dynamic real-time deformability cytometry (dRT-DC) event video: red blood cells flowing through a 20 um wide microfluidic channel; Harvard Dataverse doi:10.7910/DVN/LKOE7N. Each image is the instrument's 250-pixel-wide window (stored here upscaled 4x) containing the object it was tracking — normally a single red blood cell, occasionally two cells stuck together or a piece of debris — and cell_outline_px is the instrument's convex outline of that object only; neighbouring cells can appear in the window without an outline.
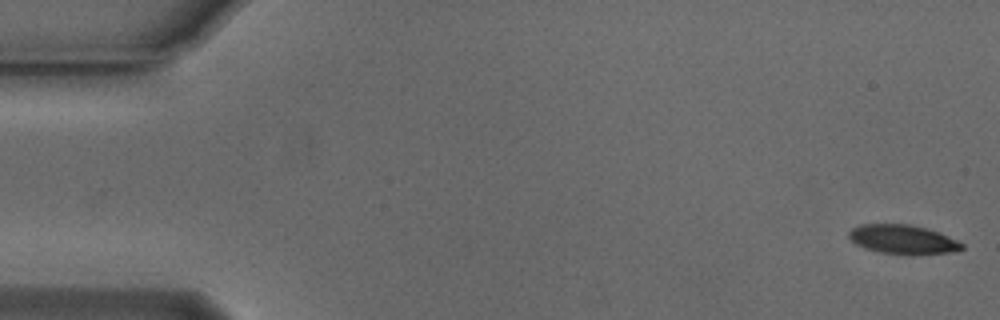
{"species": "Egyptian fruit bat (a non-hibernating species)", "species_latin": "Rousettus aegyptiacus", "temperature_condition": "cold", "stored_images_in_passage": 54, "camera_frame_rate_fps": 3000, "um_per_image_px": 0.085, "animal": {"sex": "male"}, "frame": {"image": 1, "passage_image": 1, "time_ms": 0.0, "image_size_px": [1000, 320], "cell_outline_px": [[964, 248], [952, 252], [912, 256], [908, 256], [880, 252], [864, 248], [856, 244], [848, 236], [848, 232], [852, 228], [860, 224], [908, 224], [928, 228], [948, 236], [964, 244]], "centroid_in_image_um": [76.75, 20.37], "position_along_channel_um": 8.2, "area_um2": 19.54}}
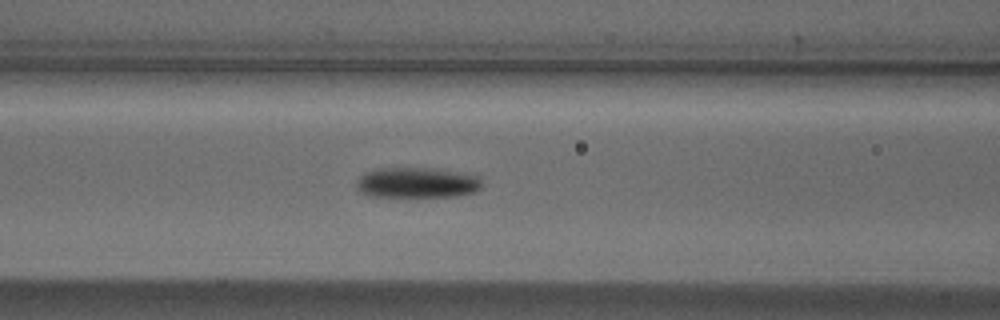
{"frame": {"image": 2, "passage_image": 22, "time_ms": 7.0, "image_size_px": [1000, 320], "cell_outline_px": [[484, 184], [476, 192], [456, 196], [368, 196], [360, 192], [356, 188], [356, 180], [360, 176], [376, 168], [436, 168], [480, 176]], "centroid_in_image_um": [35.47, 15.52], "position_along_channel_um": 131.1, "area_um2": 22.48}}
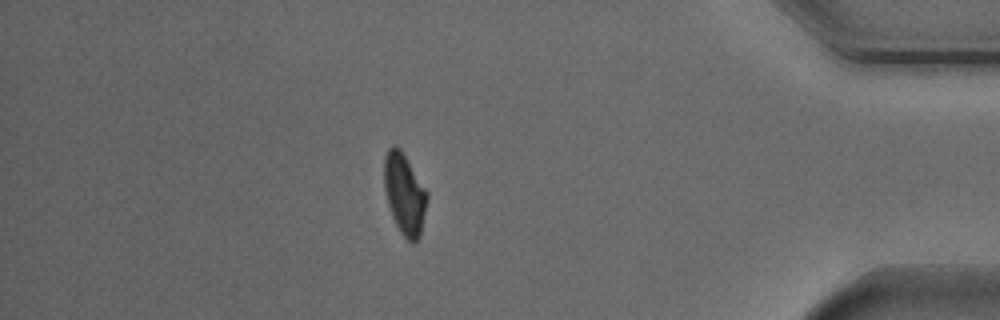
{"frame": {"image": 3, "passage_image": 47, "time_ms": 15.333, "image_size_px": [1000, 320], "cell_outline_px": [[428, 196], [420, 236], [412, 244], [400, 232], [392, 216], [388, 204], [384, 188], [384, 156], [388, 148], [392, 144], [396, 144], [400, 148], [428, 192]], "centroid_in_image_um": [34.37, 16.45], "position_along_channel_um": 400.8, "area_um2": 20.29}, "authors_computed_cell_mechanics": {"area_um2": 21.097, "velocity_mm_per_s": 3.7553, "shape_relaxation_time_tau1_ms": 3.4289, "shape_relaxation_time_tau2_ms": null, "deformation_change_tau1": 0.1248, "deformation_change_tau2": null}}